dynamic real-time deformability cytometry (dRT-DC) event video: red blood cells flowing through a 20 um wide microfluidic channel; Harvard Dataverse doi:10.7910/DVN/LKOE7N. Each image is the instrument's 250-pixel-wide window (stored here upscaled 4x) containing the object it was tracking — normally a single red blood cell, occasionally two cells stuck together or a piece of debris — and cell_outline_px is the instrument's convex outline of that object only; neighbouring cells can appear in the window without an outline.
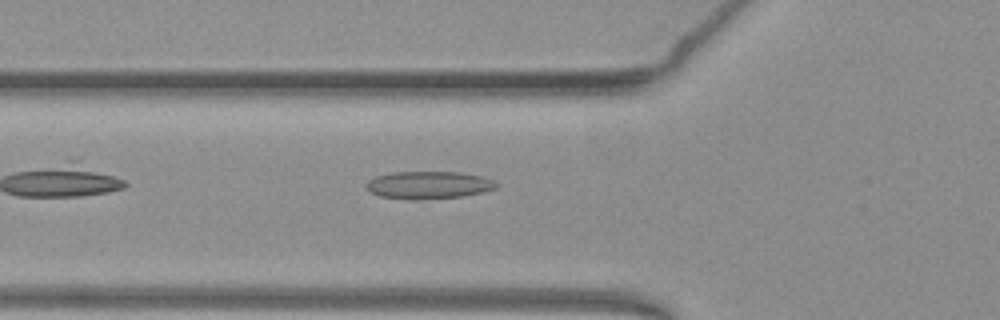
{"species": "common noctule bat (a hibernating species)", "species_latin": "Nyctalus noctula", "temperature_condition": "warm", "stored_images_in_passage": 34, "camera_frame_rate_fps": 3000, "um_per_image_px": 0.085, "animal": {"sex": "female", "body_mass_g": 19.3, "forearm_length_mm": 54.1}, "frame": {"image": 1, "passage_image": 4, "time_ms": 1.0, "image_size_px": [1000, 320], "cell_outline_px": [[500, 184], [496, 188], [484, 192], [464, 196], [416, 200], [412, 200], [380, 196], [364, 188], [364, 184], [368, 180], [376, 176], [392, 172], [460, 172], [480, 176], [492, 180]], "centroid_in_image_um": [36.41, 15.73], "position_along_channel_um": 89.4, "area_um2": 21.04}}
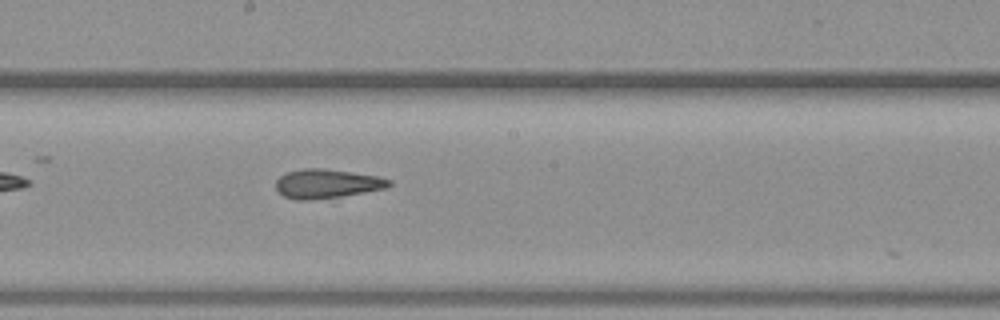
{"frame": {"image": 2, "passage_image": 14, "time_ms": 4.333, "image_size_px": [1000, 320], "cell_outline_px": [[392, 184], [384, 188], [364, 192], [340, 196], [308, 200], [296, 200], [284, 196], [276, 188], [276, 180], [280, 176], [288, 172], [304, 168], [324, 168], [380, 176], [392, 180]], "centroid_in_image_um": [27.79, 15.6], "position_along_channel_um": 220.4, "area_um2": 19.07}}
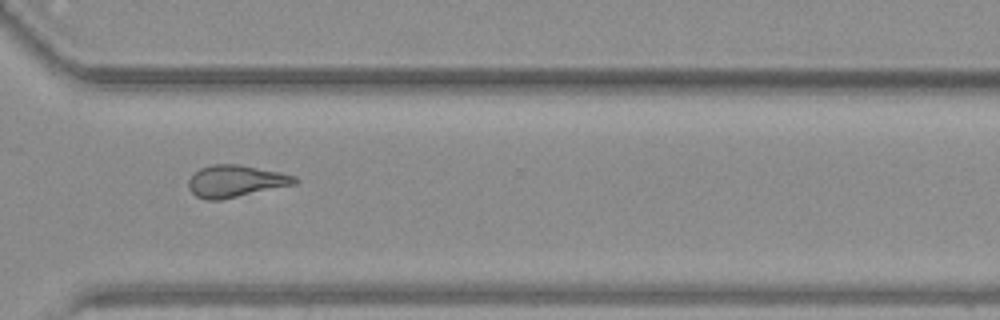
{"frame": {"image": 3, "passage_image": 24, "time_ms": 7.667, "image_size_px": [1000, 320], "cell_outline_px": [[300, 180], [296, 184], [220, 200], [204, 200], [196, 196], [188, 188], [188, 180], [200, 168], [212, 164], [236, 164], [280, 172], [296, 176]], "centroid_in_image_um": [20.03, 15.4], "position_along_channel_um": 350.6, "area_um2": 19.77}, "authors_computed_cell_mechanics": {"area_um2": 19.363, "velocity_mm_per_s": 3.9139, "shape_relaxation_time_tau1_ms": null, "shape_relaxation_time_tau2_ms": 3.2688, "deformation_change_tau1": null, "deformation_change_tau2": 0.134}}